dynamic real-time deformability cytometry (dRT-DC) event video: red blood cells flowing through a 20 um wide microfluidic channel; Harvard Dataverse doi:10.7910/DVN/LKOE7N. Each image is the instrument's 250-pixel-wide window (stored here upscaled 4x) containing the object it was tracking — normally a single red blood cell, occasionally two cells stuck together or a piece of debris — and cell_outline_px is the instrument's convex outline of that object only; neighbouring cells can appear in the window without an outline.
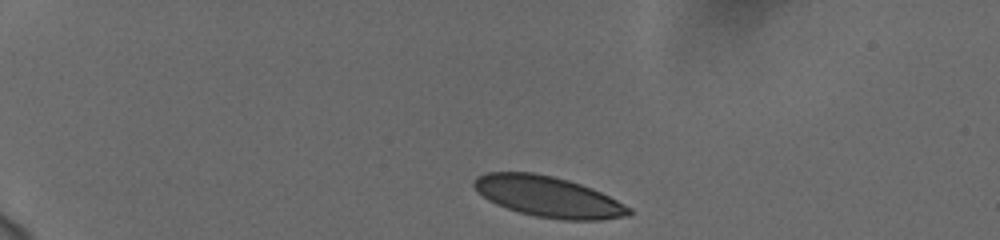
{"species": "human", "species_latin": "Homo sapiens", "temperature_condition": "cold", "stored_images_in_passage": 44, "camera_frame_rate_fps": 3000, "um_per_image_px": 0.085, "donor": {"sex": "female"}, "frame": {"image": 1, "passage_image": 1, "time_ms": 0.0, "image_size_px": [1000, 240], "cell_outline_px": [[632, 216], [600, 220], [564, 220], [536, 216], [520, 212], [496, 204], [488, 200], [472, 184], [472, 180], [476, 176], [488, 172], [532, 172], [552, 176], [568, 180], [592, 188], [632, 208]], "centroid_in_image_um": [46.62, 16.72], "position_along_channel_um": 38.4, "area_um2": 36.65}}
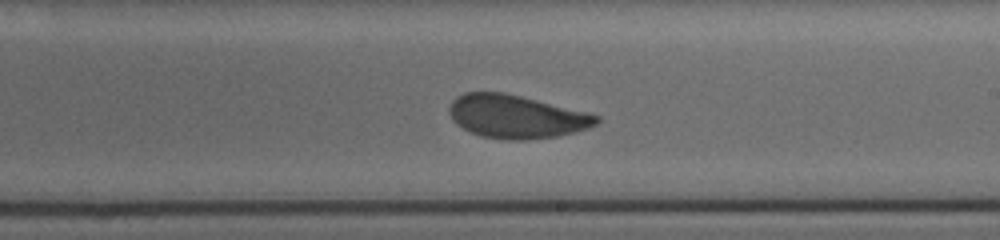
{"frame": {"image": 2, "passage_image": 24, "time_ms": 7.667, "image_size_px": [1000, 240], "cell_outline_px": [[600, 120], [596, 124], [588, 128], [576, 132], [556, 136], [524, 140], [504, 140], [480, 136], [456, 124], [452, 120], [448, 112], [448, 108], [452, 100], [456, 96], [464, 92], [504, 92], [588, 112], [600, 116]], "centroid_in_image_um": [43.86, 9.91], "position_along_channel_um": 245.1, "area_um2": 37.28}}
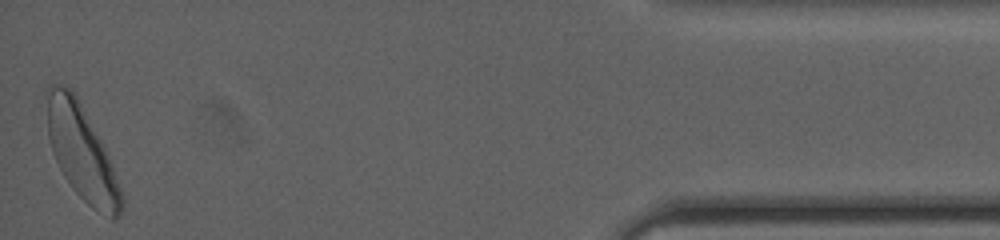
{"frame": {"image": 3, "passage_image": 44, "time_ms": 14.333, "image_size_px": [1000, 240], "cell_outline_px": [[124, 208], [120, 216], [112, 220], [92, 208], [72, 188], [64, 176], [52, 152], [48, 136], [44, 92], [48, 84], [56, 84], [72, 88], [100, 140], [112, 164], [124, 196]], "centroid_in_image_um": [6.92, 12.96], "position_along_channel_um": 428.3, "area_um2": 41.27}, "authors_computed_cell_mechanics": {"area_um2": 37.7434, "velocity_mm_per_s": 3.7136, "shape_relaxation_time_tau1_ms": 3.2355, "shape_relaxation_time_tau2_ms": 0.7149, "deformation_change_tau1": 0.0988, "deformation_change_tau2": 0.0486}}